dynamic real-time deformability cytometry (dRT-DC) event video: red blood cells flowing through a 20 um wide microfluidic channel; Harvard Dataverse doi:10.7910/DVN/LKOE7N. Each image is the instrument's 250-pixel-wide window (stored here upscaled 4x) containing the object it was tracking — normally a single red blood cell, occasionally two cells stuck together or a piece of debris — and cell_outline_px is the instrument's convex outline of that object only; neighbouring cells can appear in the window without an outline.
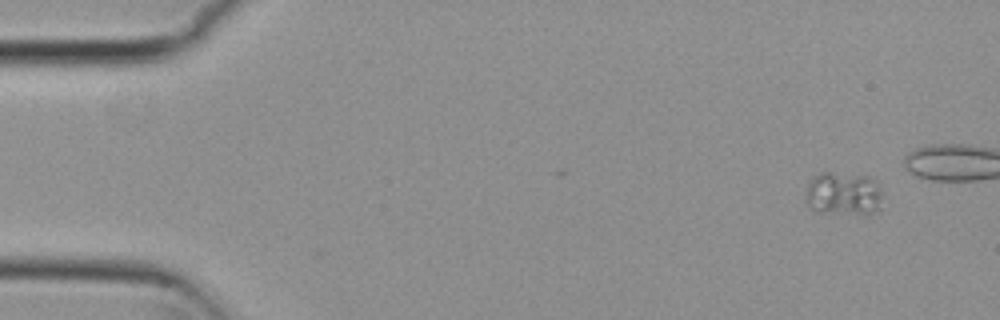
{"species": "common noctule bat (a hibernating species)", "species_latin": "Nyctalus noctula", "temperature_condition": "cold", "stored_images_in_passage": 4, "camera_frame_rate_fps": 3000, "um_per_image_px": 0.085, "animal": {"sex": "female", "body_mass_g": 29.2, "forearm_length_mm": 56.3}, "frame": {"image": 1, "passage_image": 1, "time_ms": 0.0, "image_size_px": [1000, 320], "cell_outline_px": [[880, 208], [864, 216], [816, 212], [808, 204], [808, 184], [820, 172], [828, 172], [868, 176], [876, 180], [880, 188]], "centroid_in_image_um": [71.73, 16.5], "position_along_channel_um": 13.3, "area_um2": 19.48}}